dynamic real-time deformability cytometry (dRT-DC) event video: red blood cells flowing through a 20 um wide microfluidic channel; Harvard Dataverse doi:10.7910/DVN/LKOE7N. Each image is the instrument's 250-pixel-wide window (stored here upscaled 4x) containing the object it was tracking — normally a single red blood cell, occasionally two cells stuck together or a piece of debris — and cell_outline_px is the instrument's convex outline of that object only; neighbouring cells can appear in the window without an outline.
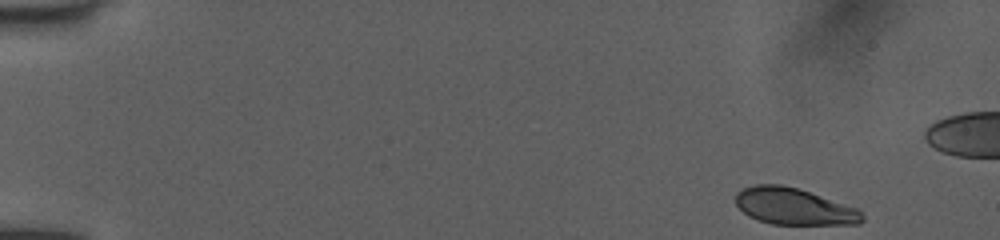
{"species": "human", "species_latin": "Homo sapiens", "temperature_condition": "room temperature", "stored_images_in_passage": 45, "camera_frame_rate_fps": 3000, "um_per_image_px": 0.085, "donor": {"sex": "female"}, "frame": {"image": 1, "passage_image": 1, "time_ms": 0.0, "image_size_px": [1000, 240], "cell_outline_px": [[864, 220], [860, 224], [772, 224], [756, 220], [748, 216], [736, 204], [736, 192], [744, 188], [756, 184], [780, 184], [796, 188], [856, 208], [864, 216]], "centroid_in_image_um": [67.45, 17.56], "position_along_channel_um": 17.6, "area_um2": 26.7}}
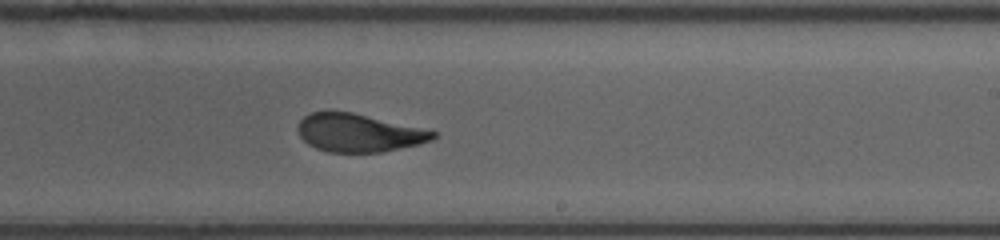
{"frame": {"image": 2, "passage_image": 29, "time_ms": 9.333, "image_size_px": [1000, 240], "cell_outline_px": [[436, 136], [432, 140], [420, 144], [380, 152], [328, 152], [316, 148], [308, 144], [300, 136], [296, 128], [300, 120], [304, 116], [312, 112], [352, 112], [436, 132]], "centroid_in_image_um": [30.45, 11.3], "position_along_channel_um": 258.6, "area_um2": 29.54}}
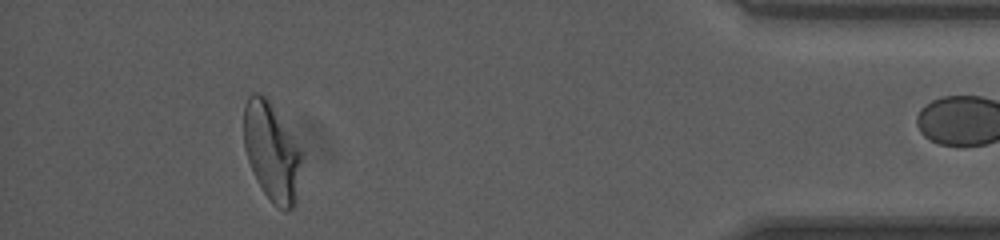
{"frame": {"image": 3, "passage_image": 44, "time_ms": 14.333, "image_size_px": [1000, 240], "cell_outline_px": [[300, 160], [296, 204], [288, 212], [284, 212], [272, 204], [264, 192], [248, 160], [244, 148], [244, 104], [248, 96], [252, 92], [260, 92], [264, 96], [300, 148]], "centroid_in_image_um": [23.06, 12.94], "position_along_channel_um": 412.1, "area_um2": 32.31}}